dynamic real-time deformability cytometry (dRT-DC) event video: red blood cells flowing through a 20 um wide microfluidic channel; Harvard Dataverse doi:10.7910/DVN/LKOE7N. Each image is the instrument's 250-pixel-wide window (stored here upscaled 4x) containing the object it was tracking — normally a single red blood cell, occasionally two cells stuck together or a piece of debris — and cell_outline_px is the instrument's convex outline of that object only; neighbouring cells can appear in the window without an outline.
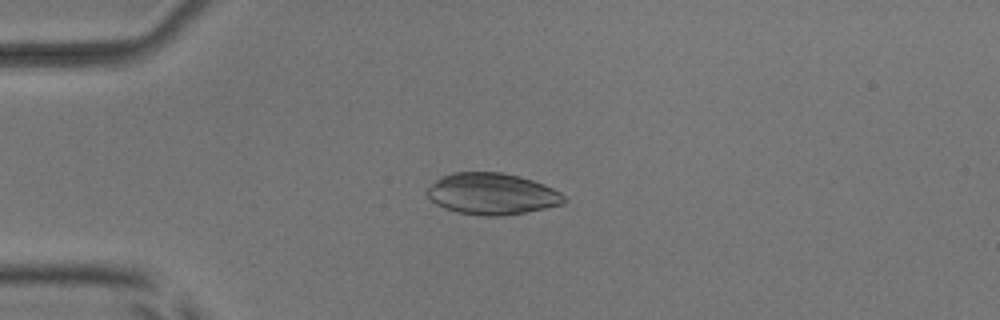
{"species": "common noctule bat (a hibernating species)", "species_latin": "Nyctalus noctula", "temperature_condition": "room temperature", "stored_images_in_passage": 52, "camera_frame_rate_fps": 3000, "um_per_image_px": 0.085, "animal": {"sex": "male", "body_mass_g": 17.9, "forearm_length_mm": 54.2}, "frame": {"image": 1, "passage_image": 13, "time_ms": 4.0, "image_size_px": [1000, 320], "cell_outline_px": [[568, 200], [564, 204], [504, 216], [484, 216], [460, 212], [444, 208], [436, 204], [428, 196], [428, 188], [440, 176], [452, 172], [500, 172], [520, 176], [544, 184], [560, 192]], "centroid_in_image_um": [41.84, 16.47], "position_along_channel_um": 43.2, "area_um2": 33.0}}
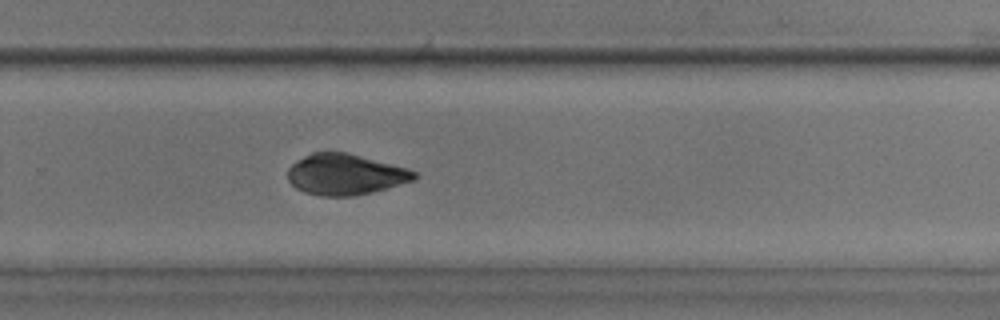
{"frame": {"image": 2, "passage_image": 35, "time_ms": 11.333, "image_size_px": [1000, 320], "cell_outline_px": [[416, 180], [388, 188], [356, 196], [320, 196], [304, 192], [296, 188], [288, 180], [288, 168], [292, 164], [304, 156], [312, 152], [348, 152], [408, 168], [416, 172]], "centroid_in_image_um": [29.37, 14.83], "position_along_channel_um": 300.4, "area_um2": 30.35}}
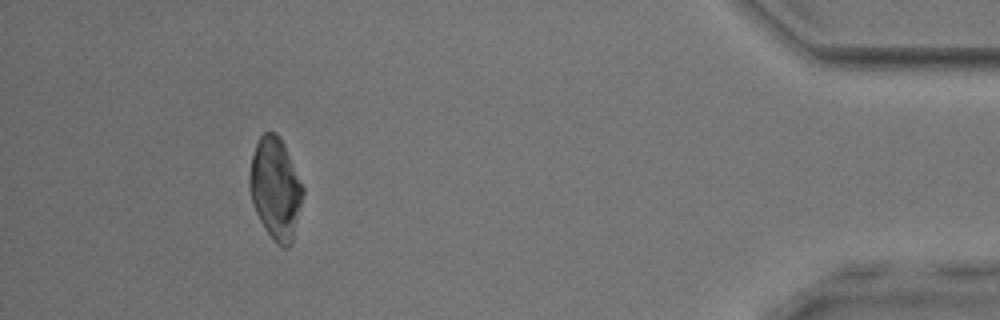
{"frame": {"image": 3, "passage_image": 48, "time_ms": 15.667, "image_size_px": [1000, 320], "cell_outline_px": [[304, 192], [292, 244], [288, 248], [284, 248], [264, 228], [252, 204], [248, 184], [248, 176], [252, 156], [256, 144], [260, 136], [264, 132], [276, 132], [280, 136], [284, 144], [304, 188]], "centroid_in_image_um": [23.41, 16.0], "position_along_channel_um": 411.8, "area_um2": 31.5}}